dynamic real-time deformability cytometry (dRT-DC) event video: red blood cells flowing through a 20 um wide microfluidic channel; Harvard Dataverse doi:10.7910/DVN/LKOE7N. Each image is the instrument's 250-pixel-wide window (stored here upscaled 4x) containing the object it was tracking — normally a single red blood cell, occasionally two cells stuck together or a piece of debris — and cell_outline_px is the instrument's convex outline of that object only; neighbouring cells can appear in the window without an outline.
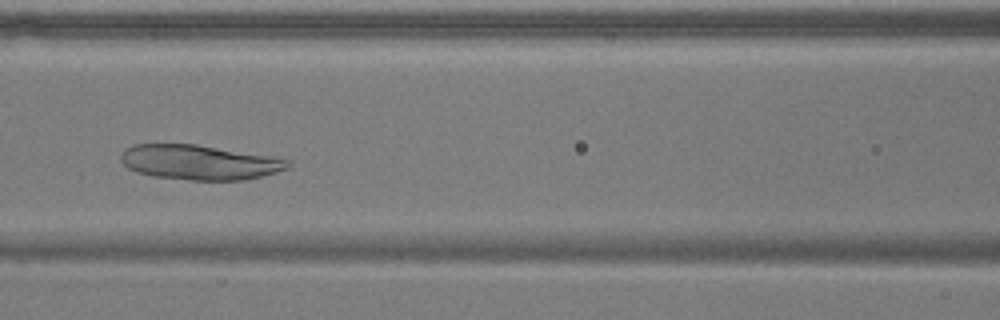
{"species": "common noctule bat (a hibernating species)", "species_latin": "Nyctalus noctula", "temperature_condition": "warm", "stored_images_in_passage": 53, "camera_frame_rate_fps": 3000, "um_per_image_px": 0.085, "animal": {"sex": "male", "body_mass_g": 17.9}, "frame": {"image": 1, "passage_image": 22, "time_ms": 7.0, "image_size_px": [1000, 320], "cell_outline_px": [[292, 164], [288, 168], [276, 172], [244, 180], [192, 180], [152, 176], [136, 172], [128, 168], [120, 160], [120, 156], [124, 148], [132, 144], [196, 144], [292, 160]], "centroid_in_image_um": [16.91, 13.79], "position_along_channel_um": 149.7, "area_um2": 33.87}}
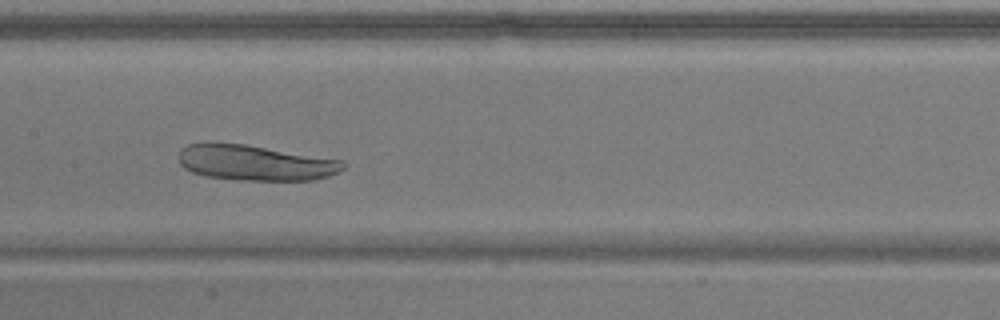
{"frame": {"image": 2, "passage_image": 25, "time_ms": 8.0, "image_size_px": [1000, 320], "cell_outline_px": [[348, 164], [344, 168], [328, 176], [312, 180], [236, 180], [204, 176], [192, 172], [184, 168], [180, 164], [180, 148], [188, 144], [244, 144], [344, 160]], "centroid_in_image_um": [21.73, 13.85], "position_along_channel_um": 185.7, "area_um2": 33.76}}